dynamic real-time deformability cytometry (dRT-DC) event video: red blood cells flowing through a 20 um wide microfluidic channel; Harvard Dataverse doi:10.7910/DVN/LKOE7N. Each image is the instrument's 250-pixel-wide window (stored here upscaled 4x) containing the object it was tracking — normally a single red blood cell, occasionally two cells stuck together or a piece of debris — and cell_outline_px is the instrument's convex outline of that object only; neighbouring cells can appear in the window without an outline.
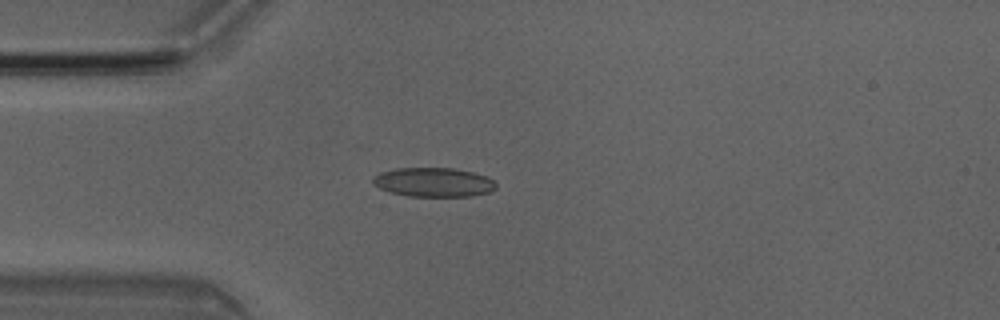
{"species": "Egyptian fruit bat (a non-hibernating species)", "species_latin": "Rousettus aegyptiacus", "temperature_condition": "room temperature", "stored_images_in_passage": 4, "camera_frame_rate_fps": 3000, "um_per_image_px": 0.085, "animal": {"sex": "male"}, "frame": {"image": 1, "passage_image": 3, "time_ms": 0.667, "image_size_px": [1000, 320], "cell_outline_px": [[496, 188], [492, 192], [472, 196], [408, 196], [392, 192], [380, 188], [372, 184], [372, 176], [380, 172], [396, 168], [452, 168], [472, 172], [484, 176], [492, 180], [496, 184]], "centroid_in_image_um": [36.83, 15.49], "position_along_channel_um": 48.2, "area_um2": 20.92}}